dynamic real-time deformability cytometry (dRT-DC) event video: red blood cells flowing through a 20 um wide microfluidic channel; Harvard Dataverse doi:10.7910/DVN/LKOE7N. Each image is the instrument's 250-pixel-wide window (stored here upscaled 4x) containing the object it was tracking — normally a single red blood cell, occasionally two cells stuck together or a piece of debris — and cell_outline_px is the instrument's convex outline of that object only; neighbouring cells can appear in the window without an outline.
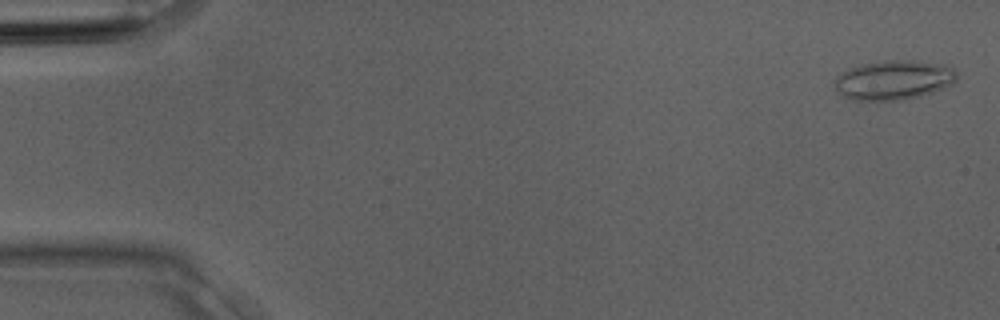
{"species": "Egyptian fruit bat (a non-hibernating species)", "species_latin": "Rousettus aegyptiacus", "temperature_condition": "room temperature", "stored_images_in_passage": 3, "camera_frame_rate_fps": 3000, "um_per_image_px": 0.085, "animal": {"sex": "male"}, "frame": {"image": 1, "passage_image": 3, "time_ms": 0.667, "image_size_px": [1000, 320], "cell_outline_px": [[956, 80], [944, 88], [920, 96], [904, 100], [852, 100], [844, 96], [836, 88], [832, 80], [836, 76], [852, 68], [864, 64], [888, 60], [912, 60], [944, 64], [952, 68], [956, 72]], "centroid_in_image_um": [75.97, 6.8], "position_along_channel_um": 9.0, "area_um2": 27.92}}